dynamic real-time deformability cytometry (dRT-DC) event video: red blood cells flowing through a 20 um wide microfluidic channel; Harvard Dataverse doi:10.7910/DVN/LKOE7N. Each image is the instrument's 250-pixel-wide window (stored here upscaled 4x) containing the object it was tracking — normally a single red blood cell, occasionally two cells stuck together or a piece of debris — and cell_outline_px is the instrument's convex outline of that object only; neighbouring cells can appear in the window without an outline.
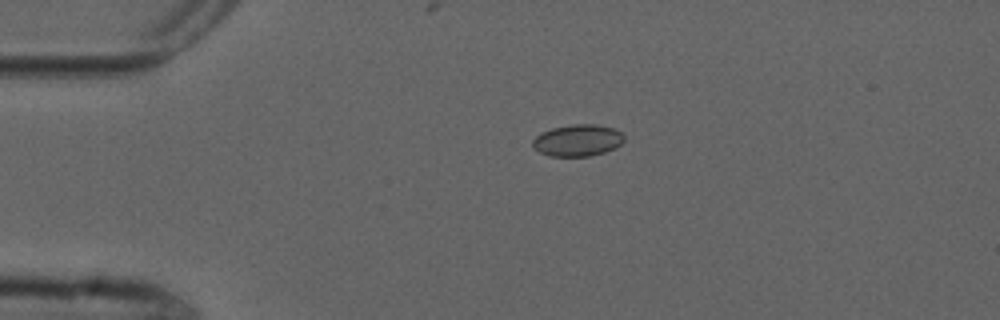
{"species": "common noctule bat (a hibernating species)", "species_latin": "Nyctalus noctula", "temperature_condition": "cold", "stored_images_in_passage": 5, "camera_frame_rate_fps": 3000, "um_per_image_px": 0.085, "animal": {"sex": "male", "forearm_length_mm": 52.5}, "frame": {"image": 1, "passage_image": 4, "time_ms": 3.667, "image_size_px": [1000, 320], "cell_outline_px": [[624, 140], [616, 148], [604, 152], [588, 156], [548, 156], [532, 148], [532, 140], [540, 132], [552, 128], [572, 124], [596, 124], [616, 128], [624, 136]], "centroid_in_image_um": [49.08, 11.92], "position_along_channel_um": 35.9, "area_um2": 17.11}}